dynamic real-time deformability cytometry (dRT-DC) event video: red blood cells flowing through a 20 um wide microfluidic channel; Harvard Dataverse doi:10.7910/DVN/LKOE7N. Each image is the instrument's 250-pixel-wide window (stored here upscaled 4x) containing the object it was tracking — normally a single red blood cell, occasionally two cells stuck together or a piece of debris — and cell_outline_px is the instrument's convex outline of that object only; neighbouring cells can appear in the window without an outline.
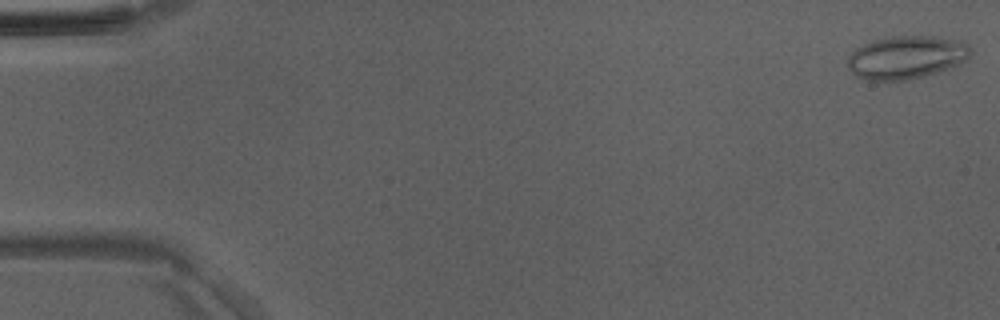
{"species": "Egyptian fruit bat (a non-hibernating species)", "species_latin": "Rousettus aegyptiacus", "temperature_condition": "room temperature", "stored_images_in_passage": 8, "camera_frame_rate_fps": 3000, "um_per_image_px": 0.085, "animal": {"sex": "male"}, "frame": {"image": 1, "passage_image": 1, "time_ms": 0.0, "image_size_px": [1000, 320], "cell_outline_px": [[972, 52], [968, 60], [960, 64], [924, 76], [908, 80], [868, 80], [856, 76], [848, 68], [848, 56], [856, 48], [872, 40], [892, 36], [940, 36], [964, 40], [972, 48]], "centroid_in_image_um": [77.1, 4.85], "position_along_channel_um": 7.9, "area_um2": 31.27}}